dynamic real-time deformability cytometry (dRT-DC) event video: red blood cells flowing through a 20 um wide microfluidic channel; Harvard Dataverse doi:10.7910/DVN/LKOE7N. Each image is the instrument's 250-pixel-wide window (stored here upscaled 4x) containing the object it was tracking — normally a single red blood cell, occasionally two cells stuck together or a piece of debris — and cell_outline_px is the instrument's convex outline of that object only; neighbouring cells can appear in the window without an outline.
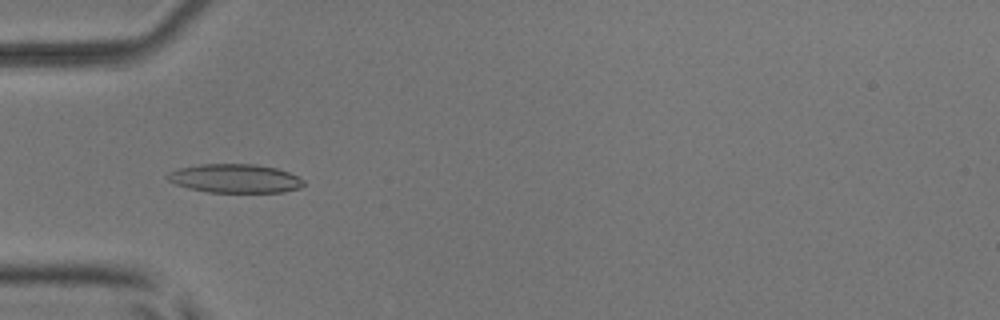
{"species": "common noctule bat (a hibernating species)", "species_latin": "Nyctalus noctula", "temperature_condition": "room temperature", "stored_images_in_passage": 40, "camera_frame_rate_fps": 3000, "um_per_image_px": 0.085, "animal": {"sex": "male", "body_mass_g": 17.9, "forearm_length_mm": 54.2}, "frame": {"image": 1, "passage_image": 4, "time_ms": 1.0, "image_size_px": [1000, 320], "cell_outline_px": [[304, 184], [300, 188], [284, 192], [208, 192], [188, 188], [176, 184], [168, 180], [164, 176], [168, 172], [176, 168], [200, 164], [256, 164], [276, 168], [288, 172], [304, 180]], "centroid_in_image_um": [19.94, 15.16], "position_along_channel_um": 65.1, "area_um2": 22.95}}
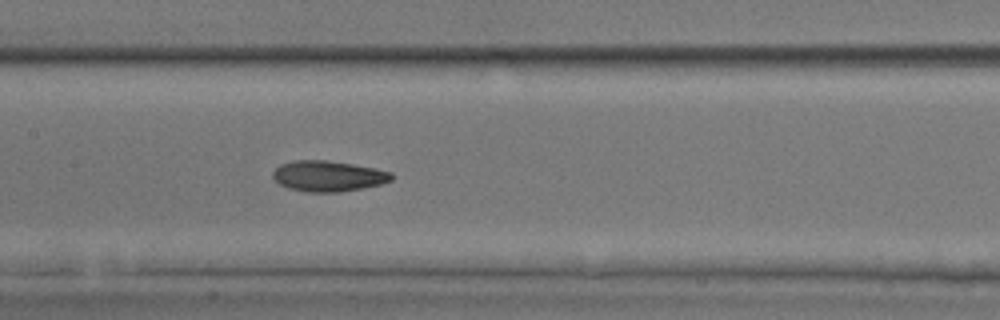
{"frame": {"image": 2, "passage_image": 13, "time_ms": 4.0, "image_size_px": [1000, 320], "cell_outline_px": [[396, 176], [392, 180], [380, 184], [364, 188], [340, 192], [304, 192], [288, 188], [280, 184], [272, 176], [272, 172], [280, 164], [292, 160], [324, 160], [352, 164], [392, 172]], "centroid_in_image_um": [27.89, 14.97], "position_along_channel_um": 179.5, "area_um2": 21.33}}
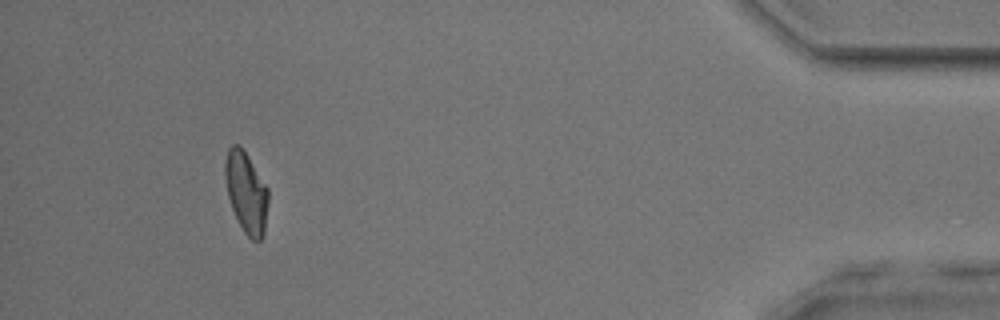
{"frame": {"image": 3, "passage_image": 36, "time_ms": 11.667, "image_size_px": [1000, 320], "cell_outline_px": [[268, 204], [264, 232], [260, 240], [252, 240], [244, 232], [232, 208], [228, 196], [224, 176], [224, 160], [228, 148], [232, 144], [240, 144], [248, 156], [268, 188]], "centroid_in_image_um": [20.91, 16.3], "position_along_channel_um": 414.3, "area_um2": 20.4}, "authors_computed_cell_mechanics": {"area_um2": 20.8658, "velocity_mm_per_s": 3.8825, "shape_relaxation_time_tau1_ms": 5.3193, "shape_relaxation_time_tau2_ms": 3.3526, "deformation_change_tau1": 0.1746, "deformation_change_tau2": 0.0809}}